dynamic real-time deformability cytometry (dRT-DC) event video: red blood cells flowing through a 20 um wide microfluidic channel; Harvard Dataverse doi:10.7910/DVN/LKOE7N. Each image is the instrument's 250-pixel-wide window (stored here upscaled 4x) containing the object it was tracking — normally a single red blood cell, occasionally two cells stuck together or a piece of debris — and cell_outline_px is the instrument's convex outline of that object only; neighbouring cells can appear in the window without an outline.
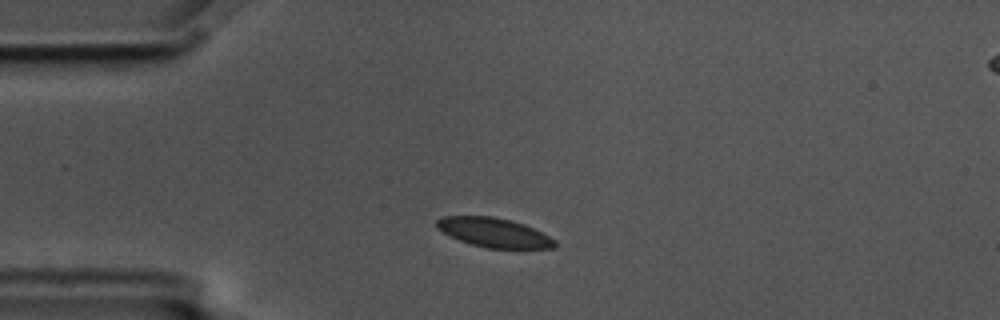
{"species": "common noctule bat (a hibernating species)", "species_latin": "Nyctalus noctula", "temperature_condition": "cold", "stored_images_in_passage": 12, "camera_frame_rate_fps": 3000, "um_per_image_px": 0.085, "animal": {"sex": "male", "body_mass_g": 17.5, "forearm_length_mm": 52.3}, "frame": {"image": 1, "passage_image": 1, "time_ms": 0.0, "image_size_px": [1000, 320], "cell_outline_px": [[556, 248], [488, 248], [472, 244], [460, 240], [436, 228], [436, 220], [444, 216], [492, 216], [512, 220], [524, 224], [556, 240]], "centroid_in_image_um": [41.99, 19.76], "position_along_channel_um": 43.0, "area_um2": 19.94}}
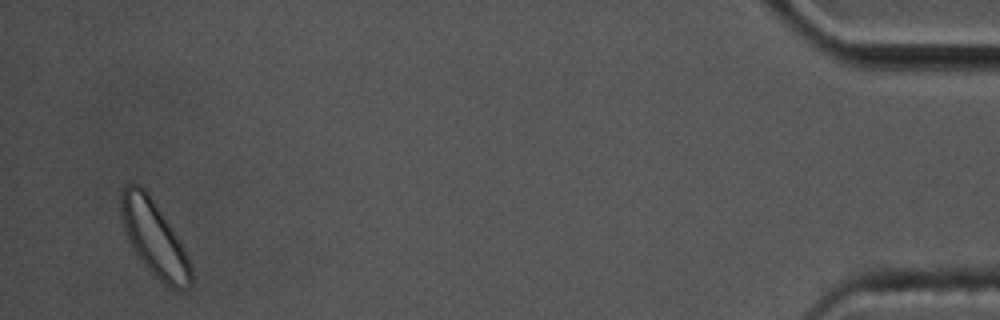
{"frame": {"image": 2, "passage_image": 12, "time_ms": 3.667, "image_size_px": [1000, 320], "cell_outline_px": [[192, 284], [188, 288], [168, 288], [144, 264], [128, 240], [124, 228], [120, 212], [120, 192], [128, 184], [140, 184], [148, 192], [180, 240], [192, 268]], "centroid_in_image_um": [13.1, 20.23], "position_along_channel_um": 422.1, "area_um2": 30.35}}